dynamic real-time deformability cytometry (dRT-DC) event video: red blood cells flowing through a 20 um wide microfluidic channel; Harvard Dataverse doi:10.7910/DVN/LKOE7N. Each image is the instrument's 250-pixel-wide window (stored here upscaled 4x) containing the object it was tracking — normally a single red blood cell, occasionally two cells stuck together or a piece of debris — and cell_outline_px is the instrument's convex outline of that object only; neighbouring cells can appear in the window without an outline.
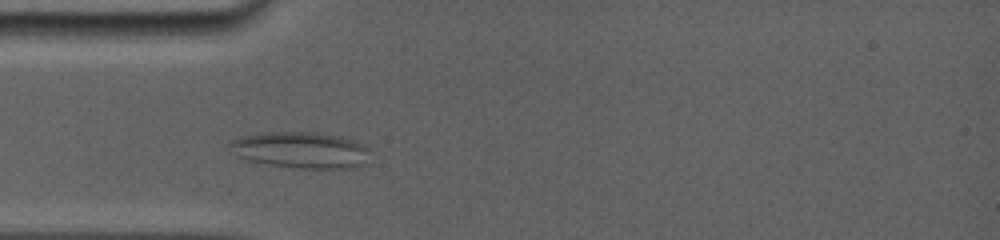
{"species": "common noctule bat (a hibernating species)", "species_latin": "Nyctalus noctula", "temperature_condition": "room temperature", "stored_images_in_passage": 6, "camera_frame_rate_fps": 5000, "um_per_image_px": 0.085, "animal": {"sex": "female", "body_mass_g": 19.0, "forearm_length_mm": 56.7}, "frame": {"image": 1, "passage_image": 3, "time_ms": 2.2, "image_size_px": [1000, 240], "cell_outline_px": [[368, 164], [352, 168], [300, 168], [268, 164], [248, 160], [240, 156], [228, 144], [228, 140], [244, 136], [268, 132], [316, 132], [340, 136], [356, 140], [364, 144], [368, 148]], "centroid_in_image_um": [25.65, 12.75], "position_along_channel_um": 59.4, "area_um2": 29.65}}
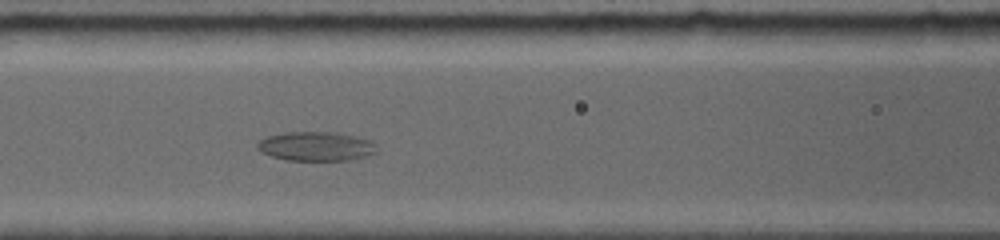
{"frame": {"image": 2, "passage_image": 5, "time_ms": 4.4, "image_size_px": [1000, 240], "cell_outline_px": [[376, 152], [364, 156], [348, 160], [284, 160], [260, 152], [256, 148], [256, 144], [260, 140], [268, 136], [284, 132], [336, 132], [372, 140], [376, 144]], "centroid_in_image_um": [26.84, 12.43], "position_along_channel_um": 139.8, "area_um2": 20.35}}
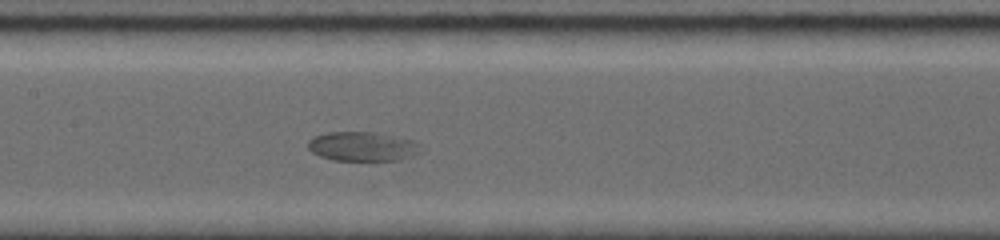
{"frame": {"image": 3, "passage_image": 6, "time_ms": 5.4, "image_size_px": [1000, 240], "cell_outline_px": [[424, 152], [400, 160], [336, 160], [320, 156], [312, 152], [308, 148], [308, 140], [312, 136], [328, 132], [376, 132], [416, 140], [420, 144]], "centroid_in_image_um": [30.88, 12.44], "position_along_channel_um": 176.5, "area_um2": 19.59}}